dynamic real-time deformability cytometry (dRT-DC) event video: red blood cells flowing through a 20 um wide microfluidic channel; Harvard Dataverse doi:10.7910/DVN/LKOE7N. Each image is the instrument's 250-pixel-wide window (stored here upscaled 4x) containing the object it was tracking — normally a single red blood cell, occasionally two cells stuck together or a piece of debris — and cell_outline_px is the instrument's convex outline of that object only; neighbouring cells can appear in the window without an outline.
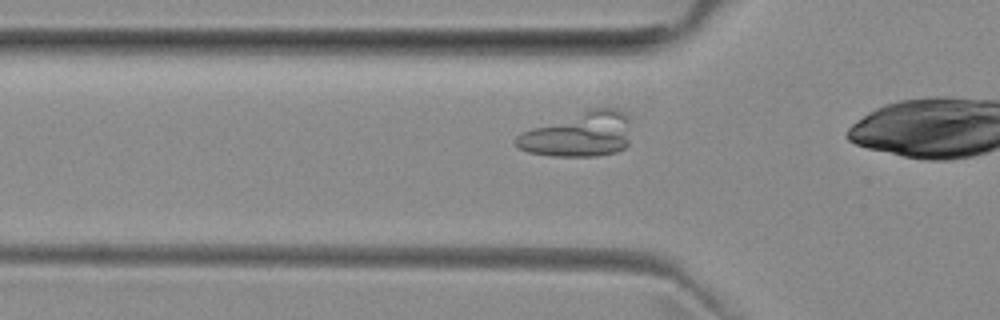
{"species": "common noctule bat (a hibernating species)", "species_latin": "Nyctalus noctula", "temperature_condition": "room temperature", "stored_images_in_passage": 6, "camera_frame_rate_fps": 3000, "um_per_image_px": 0.085, "animal": {"sex": "female", "body_mass_g": 29.2, "forearm_length_mm": 56.3}, "frame": {"image": 1, "passage_image": 4, "time_ms": 1.0, "image_size_px": [1000, 320], "cell_outline_px": [[628, 144], [624, 148], [616, 152], [596, 156], [552, 156], [528, 152], [520, 148], [516, 144], [516, 136], [532, 128], [588, 108], [616, 108], [624, 112], [628, 116]], "centroid_in_image_um": [49.21, 11.42], "position_along_channel_um": 76.6, "area_um2": 29.82}}